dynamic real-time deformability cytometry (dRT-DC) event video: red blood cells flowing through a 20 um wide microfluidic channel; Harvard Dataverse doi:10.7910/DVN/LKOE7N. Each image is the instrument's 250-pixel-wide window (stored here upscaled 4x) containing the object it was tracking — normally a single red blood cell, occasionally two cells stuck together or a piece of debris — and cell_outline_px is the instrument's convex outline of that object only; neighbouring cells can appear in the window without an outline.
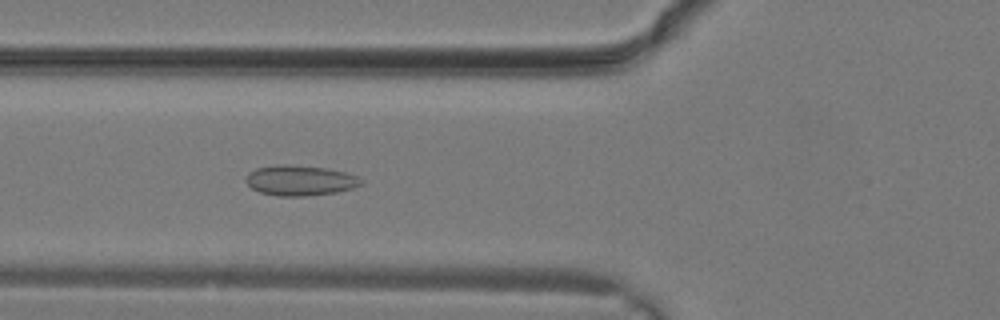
{"species": "common noctule bat (a hibernating species)", "species_latin": "Nyctalus noctula", "temperature_condition": "warm", "stored_images_in_passage": 17, "camera_frame_rate_fps": 3000, "um_per_image_px": 0.085, "animal": {"sex": "male", "body_mass_g": 19.2, "forearm_length_mm": 51.8}, "frame": {"image": 1, "passage_image": 10, "time_ms": 3.0, "image_size_px": [1000, 320], "cell_outline_px": [[364, 184], [352, 188], [336, 192], [304, 196], [280, 196], [260, 192], [252, 188], [244, 180], [248, 172], [256, 168], [284, 164], [324, 168], [344, 172], [356, 176], [364, 180]], "centroid_in_image_um": [25.5, 15.34], "position_along_channel_um": 100.3, "area_um2": 20.17}}
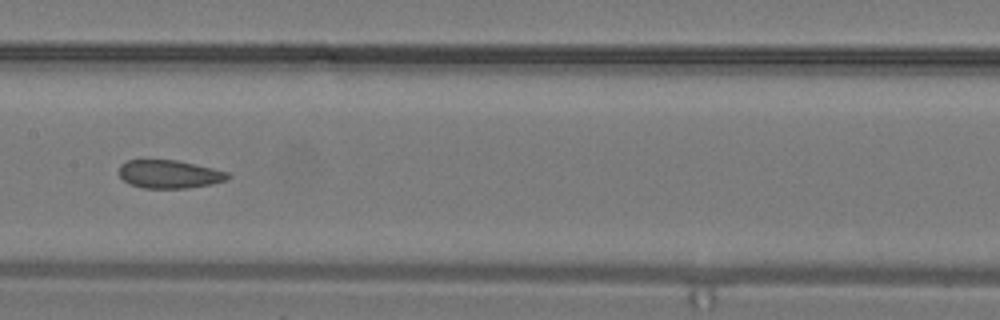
{"frame": {"image": 2, "passage_image": 14, "time_ms": 4.333, "image_size_px": [1000, 320], "cell_outline_px": [[232, 176], [224, 180], [212, 184], [188, 188], [144, 188], [132, 184], [124, 180], [120, 176], [120, 164], [128, 160], [176, 160], [212, 168], [228, 172]], "centroid_in_image_um": [14.41, 14.8], "position_along_channel_um": 193.0, "area_um2": 17.69}}
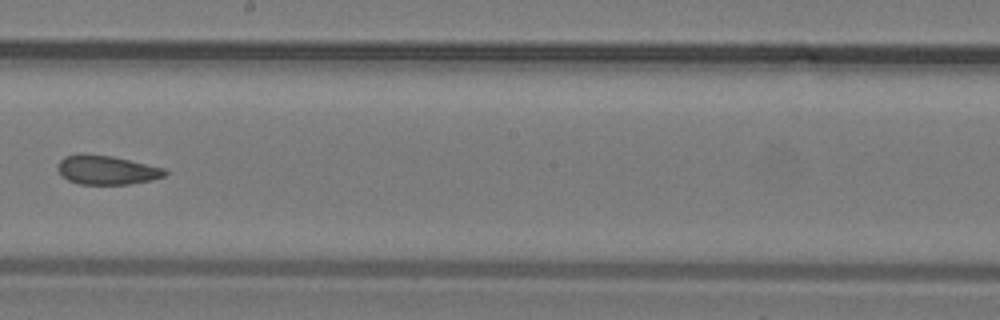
{"frame": {"image": 3, "passage_image": 16, "time_ms": 5.0, "image_size_px": [1000, 320], "cell_outline_px": [[168, 172], [164, 176], [152, 180], [128, 184], [80, 184], [68, 180], [56, 168], [60, 160], [64, 156], [80, 152], [112, 156], [164, 168]], "centroid_in_image_um": [9.04, 14.43], "position_along_channel_um": 239.2, "area_um2": 18.21}}